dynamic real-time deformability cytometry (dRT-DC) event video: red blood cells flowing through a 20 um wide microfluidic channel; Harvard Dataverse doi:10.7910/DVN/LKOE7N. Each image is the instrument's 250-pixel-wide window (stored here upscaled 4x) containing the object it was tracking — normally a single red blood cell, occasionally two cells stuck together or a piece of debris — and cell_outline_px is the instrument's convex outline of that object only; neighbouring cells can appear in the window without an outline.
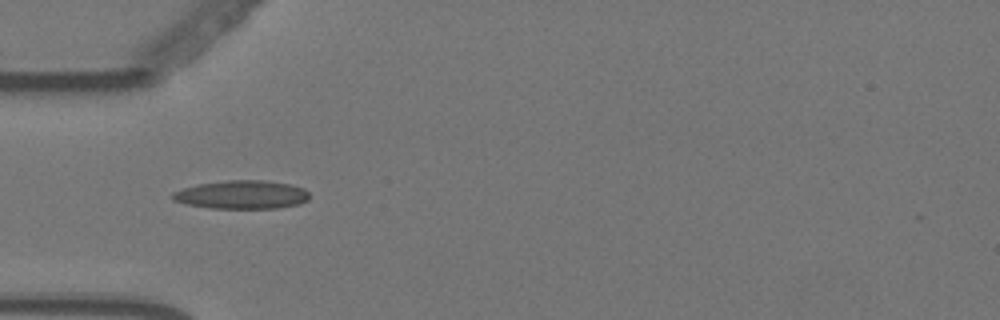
{"species": "Egyptian fruit bat (a non-hibernating species)", "species_latin": "Rousettus aegyptiacus", "temperature_condition": "warm", "stored_images_in_passage": 40, "camera_frame_rate_fps": 3000, "um_per_image_px": 0.085, "animal": {"sex": "female"}, "frame": {"image": 1, "passage_image": 1, "time_ms": 0.0, "image_size_px": [1000, 320], "cell_outline_px": [[284, 204], [252, 208], [236, 208], [204, 204], [200, 200], [224, 184], [272, 184]], "centroid_in_image_um": [20.72, 16.68], "position_along_channel_um": 64.3, "area_um2": 11.21}}
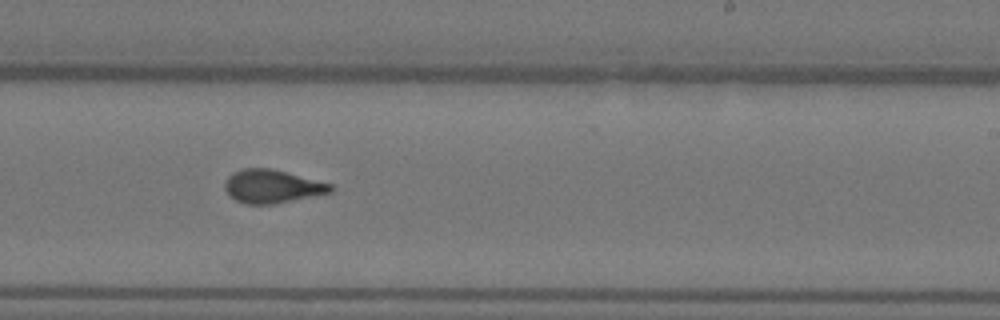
{"frame": {"image": 2, "passage_image": 18, "time_ms": 5.667, "image_size_px": [1000, 320], "cell_outline_px": [[328, 188], [320, 192], [276, 200], [244, 200], [236, 196], [228, 188], [232, 180], [236, 176], [244, 172], [276, 172], [328, 184]], "centroid_in_image_um": [23.17, 15.83], "position_along_channel_um": 265.8, "area_um2": 14.91}}
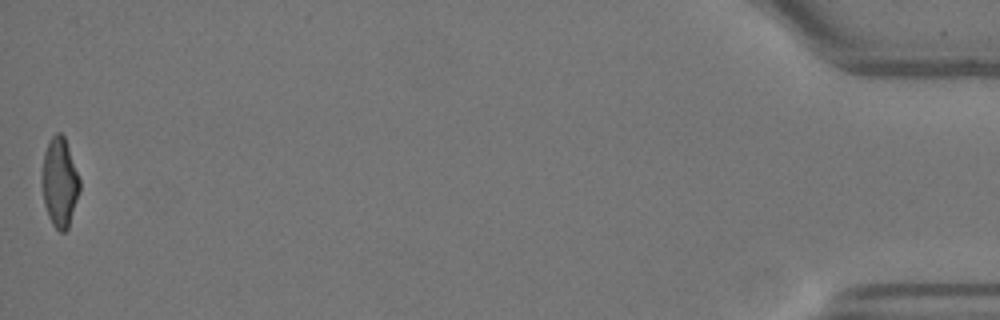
{"frame": {"image": 3, "passage_image": 40, "time_ms": 13.0, "image_size_px": [1000, 320], "cell_outline_px": [[80, 184], [68, 224], [64, 228], [60, 228], [56, 224], [48, 208], [48, 148], [60, 136], [64, 140]], "centroid_in_image_um": [5.21, 15.57], "position_along_channel_um": 430.0, "area_um2": 14.8}}